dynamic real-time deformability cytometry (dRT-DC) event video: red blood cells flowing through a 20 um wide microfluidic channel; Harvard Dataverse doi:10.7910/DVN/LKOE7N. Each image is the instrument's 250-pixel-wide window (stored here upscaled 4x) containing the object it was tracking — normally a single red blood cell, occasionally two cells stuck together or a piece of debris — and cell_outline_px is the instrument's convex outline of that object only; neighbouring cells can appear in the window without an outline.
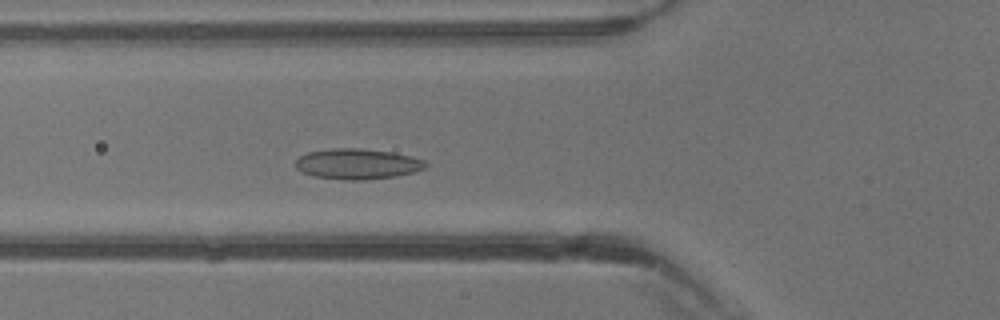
{"species": "common noctule bat (a hibernating species)", "species_latin": "Nyctalus noctula", "temperature_condition": "warm", "stored_images_in_passage": 34, "camera_frame_rate_fps": 3000, "um_per_image_px": 0.085, "animal": {"sex": "male", "body_mass_g": 13.3}, "frame": {"image": 1, "passage_image": 12, "time_ms": 3.667, "image_size_px": [1000, 320], "cell_outline_px": [[428, 164], [424, 168], [412, 172], [396, 176], [364, 180], [344, 180], [316, 176], [300, 172], [296, 168], [296, 160], [300, 156], [308, 152], [328, 148], [360, 148], [392, 152], [412, 156], [424, 160]], "centroid_in_image_um": [30.36, 13.93], "position_along_channel_um": 95.4, "area_um2": 23.18}}
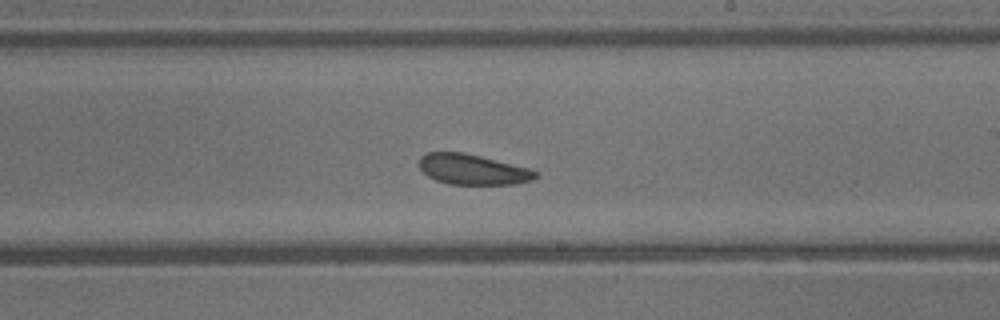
{"frame": {"image": 2, "passage_image": 21, "time_ms": 6.667, "image_size_px": [1000, 320], "cell_outline_px": [[540, 176], [532, 180], [516, 184], [448, 184], [436, 180], [428, 176], [420, 168], [420, 156], [428, 152], [464, 152], [532, 168], [540, 172]], "centroid_in_image_um": [40.25, 14.4], "position_along_channel_um": 248.7, "area_um2": 20.87}}
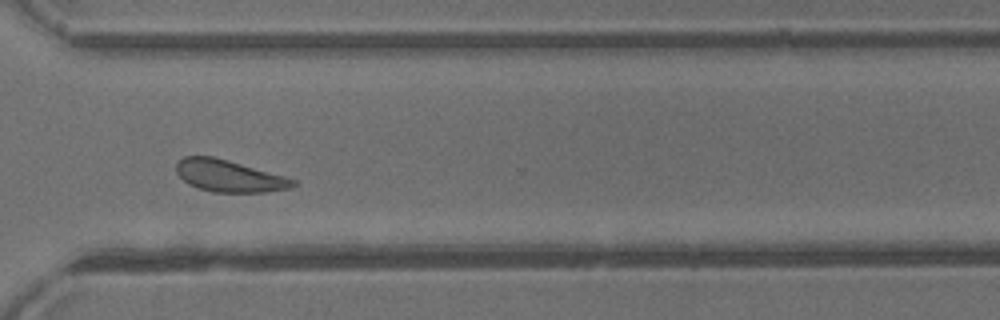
{"frame": {"image": 3, "passage_image": 27, "time_ms": 8.667, "image_size_px": [1000, 320], "cell_outline_px": [[296, 184], [292, 188], [268, 192], [212, 192], [188, 184], [176, 172], [176, 164], [184, 156], [212, 156], [228, 160], [284, 176], [296, 180]], "centroid_in_image_um": [19.48, 14.96], "position_along_channel_um": 351.1, "area_um2": 21.56}}